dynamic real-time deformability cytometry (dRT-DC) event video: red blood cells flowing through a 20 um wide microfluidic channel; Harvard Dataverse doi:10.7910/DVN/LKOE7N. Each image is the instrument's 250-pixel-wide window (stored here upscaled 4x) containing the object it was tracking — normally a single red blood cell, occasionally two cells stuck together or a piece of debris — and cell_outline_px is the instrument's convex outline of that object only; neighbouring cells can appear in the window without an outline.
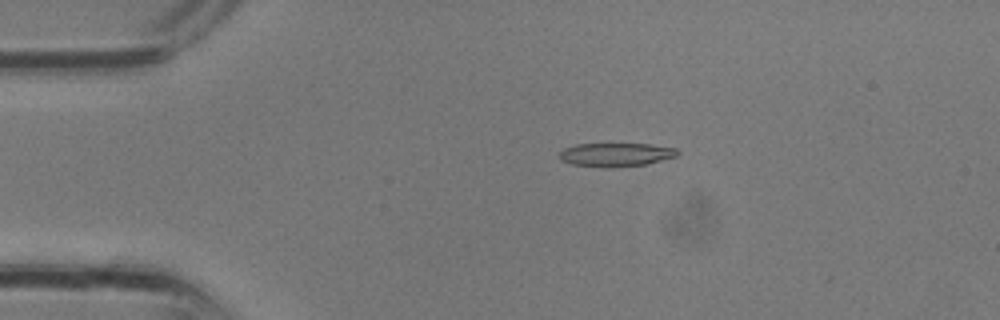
{"species": "common noctule bat (a hibernating species)", "species_latin": "Nyctalus noctula", "temperature_condition": "room temperature", "stored_images_in_passage": 26, "camera_frame_rate_fps": 3000, "um_per_image_px": 0.085, "animal": {"sex": "male", "body_mass_g": 13.3}, "frame": {"image": 1, "passage_image": 7, "time_ms": 2.0, "image_size_px": [1000, 320], "cell_outline_px": [[680, 152], [676, 156], [648, 164], [612, 168], [604, 168], [572, 164], [560, 160], [560, 152], [564, 148], [576, 144], [652, 144], [676, 148]], "centroid_in_image_um": [52.36, 13.15], "position_along_channel_um": 32.6, "area_um2": 16.42}}
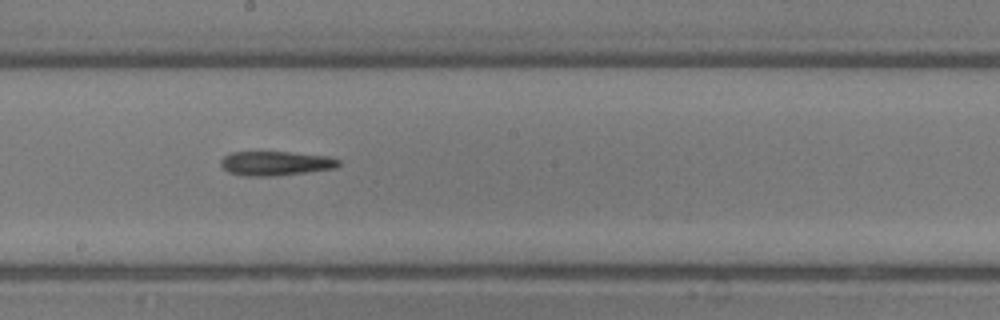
{"frame": {"image": 2, "passage_image": 18, "time_ms": 5.667, "image_size_px": [1000, 320], "cell_outline_px": [[340, 164], [336, 168], [272, 176], [244, 176], [228, 172], [220, 164], [220, 160], [224, 156], [232, 152], [292, 152], [328, 156], [340, 160]], "centroid_in_image_um": [23.42, 13.88], "position_along_channel_um": 224.8, "area_um2": 16.65}}
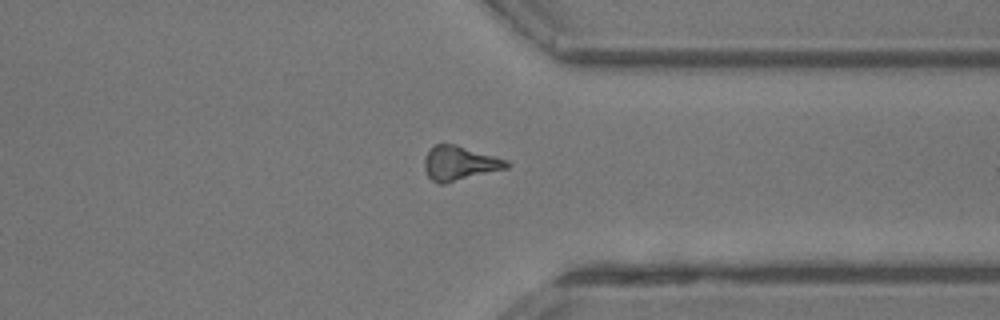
{"frame": {"image": 3, "passage_image": 25, "time_ms": 8.0, "image_size_px": [1000, 320], "cell_outline_px": [[512, 164], [508, 168], [444, 184], [440, 184], [432, 180], [428, 176], [424, 168], [424, 156], [436, 144], [456, 144], [496, 156], [508, 160]], "centroid_in_image_um": [39.09, 13.88], "position_along_channel_um": 372.3, "area_um2": 16.59}}